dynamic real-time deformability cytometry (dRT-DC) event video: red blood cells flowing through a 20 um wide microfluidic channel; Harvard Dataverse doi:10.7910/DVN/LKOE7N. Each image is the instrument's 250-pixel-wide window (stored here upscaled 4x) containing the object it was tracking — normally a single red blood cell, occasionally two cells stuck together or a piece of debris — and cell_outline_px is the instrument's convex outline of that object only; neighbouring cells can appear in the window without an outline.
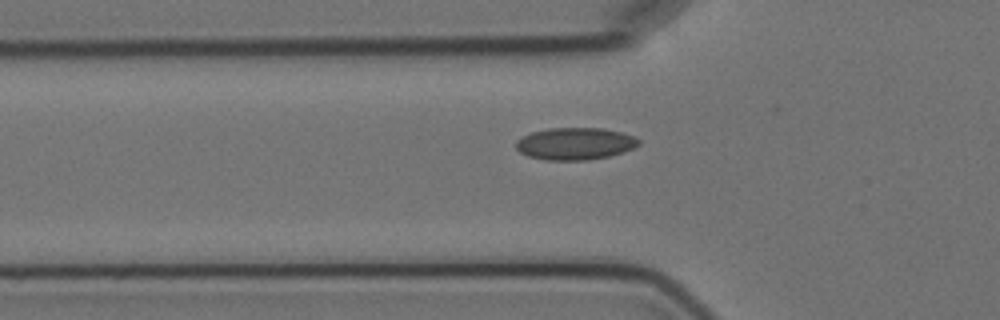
{"species": "Egyptian fruit bat (a non-hibernating species)", "species_latin": "Rousettus aegyptiacus", "temperature_condition": "cold", "stored_images_in_passage": 7, "camera_frame_rate_fps": 3000, "um_per_image_px": 0.085, "animal": {"sex": "female"}, "frame": {"image": 1, "passage_image": 5, "time_ms": 6.0, "image_size_px": [1000, 320], "cell_outline_px": [[640, 144], [632, 148], [608, 156], [588, 160], [544, 160], [528, 156], [520, 152], [516, 148], [516, 140], [532, 132], [548, 128], [604, 128], [620, 132], [632, 136], [640, 140]], "centroid_in_image_um": [48.85, 12.21], "position_along_channel_um": 76.9, "area_um2": 22.83}}
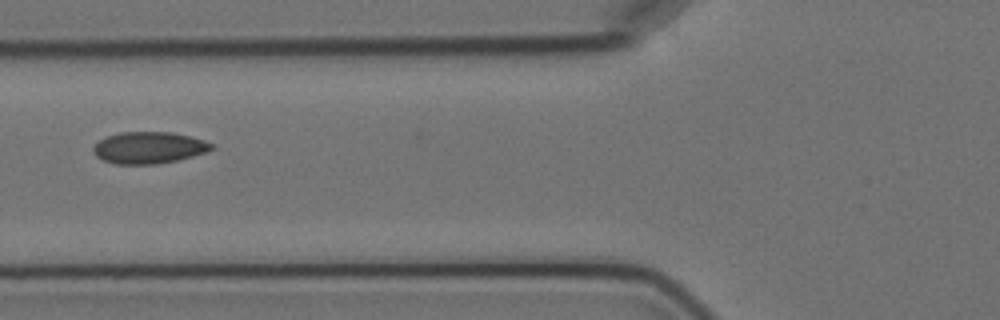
{"frame": {"image": 2, "passage_image": 6, "time_ms": 7.0, "image_size_px": [1000, 320], "cell_outline_px": [[216, 148], [208, 152], [176, 160], [156, 164], [116, 164], [104, 160], [96, 156], [92, 152], [92, 148], [100, 140], [108, 136], [120, 132], [172, 132], [204, 140], [212, 144]], "centroid_in_image_um": [12.66, 12.55], "position_along_channel_um": 113.1, "area_um2": 21.79}}
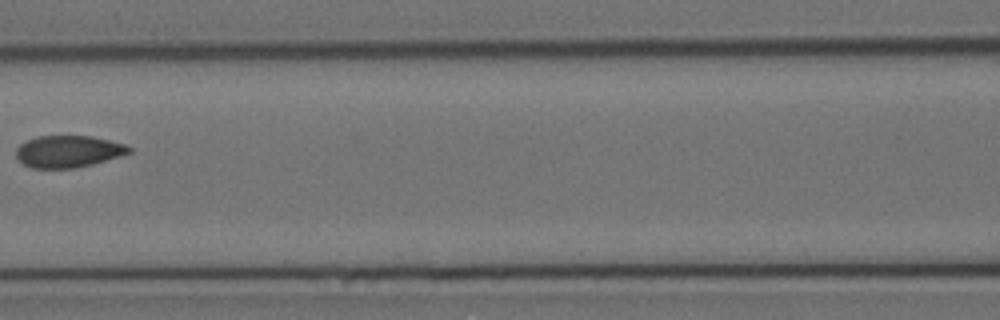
{"frame": {"image": 3, "passage_image": 7, "time_ms": 8.333, "image_size_px": [1000, 320], "cell_outline_px": [[132, 152], [120, 156], [92, 164], [76, 168], [32, 168], [24, 164], [16, 156], [16, 148], [20, 144], [36, 136], [92, 136], [124, 144], [132, 148]], "centroid_in_image_um": [5.8, 12.87], "position_along_channel_um": 160.8, "area_um2": 20.92}}